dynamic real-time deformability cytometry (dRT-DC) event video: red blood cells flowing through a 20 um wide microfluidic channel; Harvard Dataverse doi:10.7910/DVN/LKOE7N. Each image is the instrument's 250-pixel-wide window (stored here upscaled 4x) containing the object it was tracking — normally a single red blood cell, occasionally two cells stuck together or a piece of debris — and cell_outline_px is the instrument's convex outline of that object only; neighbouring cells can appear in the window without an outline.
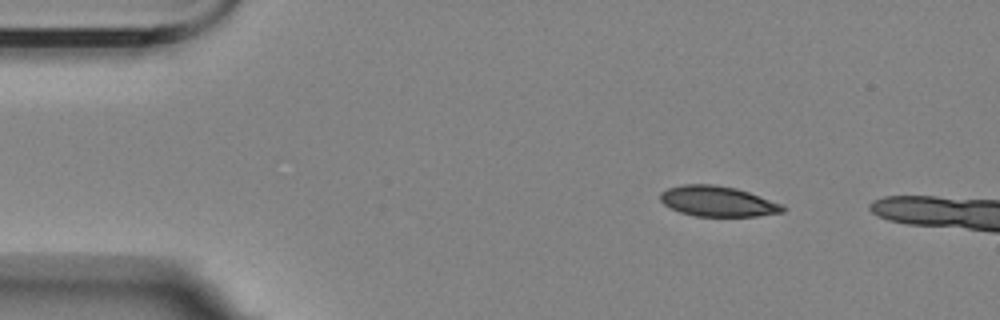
{"species": "Egyptian fruit bat (a non-hibernating species)", "species_latin": "Rousettus aegyptiacus", "temperature_condition": "room temperature", "stored_images_in_passage": 2, "camera_frame_rate_fps": 3000, "um_per_image_px": 0.085, "animal": {"sex": "female"}, "frame": {"image": 1, "passage_image": 1, "time_ms": 0.0, "image_size_px": [1000, 320], "cell_outline_px": [[788, 208], [784, 212], [756, 216], [696, 216], [680, 212], [664, 204], [660, 200], [660, 192], [668, 188], [684, 184], [716, 184], [736, 188], [784, 204]], "centroid_in_image_um": [61.04, 17.11], "position_along_channel_um": 24.0, "area_um2": 21.79}}